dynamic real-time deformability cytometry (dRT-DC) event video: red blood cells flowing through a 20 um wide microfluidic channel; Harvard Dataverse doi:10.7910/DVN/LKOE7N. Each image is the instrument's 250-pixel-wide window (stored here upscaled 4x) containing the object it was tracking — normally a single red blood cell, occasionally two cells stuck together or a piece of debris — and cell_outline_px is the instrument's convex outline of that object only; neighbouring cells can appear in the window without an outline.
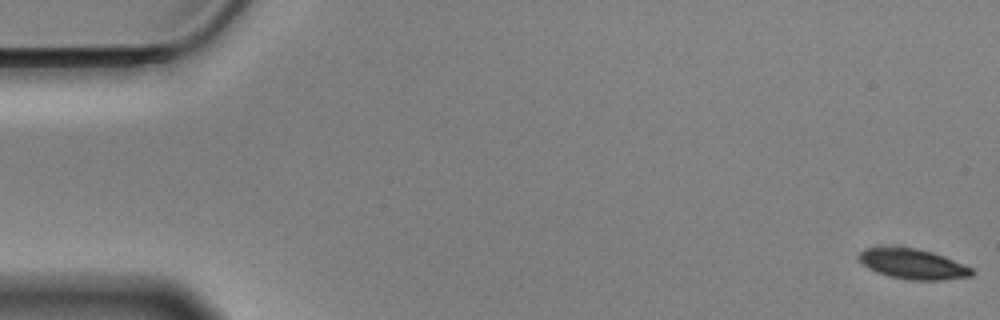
{"species": "Egyptian fruit bat (a non-hibernating species)", "species_latin": "Rousettus aegyptiacus", "temperature_condition": "cold", "stored_images_in_passage": 58, "camera_frame_rate_fps": 3000, "um_per_image_px": 0.085, "animal": {"sex": "male"}, "frame": {"image": 1, "passage_image": 1, "time_ms": 0.0, "image_size_px": [1000, 320], "cell_outline_px": [[976, 272], [972, 276], [944, 280], [908, 280], [888, 276], [876, 272], [860, 264], [856, 260], [856, 256], [864, 248], [916, 248], [932, 252], [944, 256], [972, 268]], "centroid_in_image_um": [77.57, 22.46], "position_along_channel_um": 7.4, "area_um2": 20.0}}
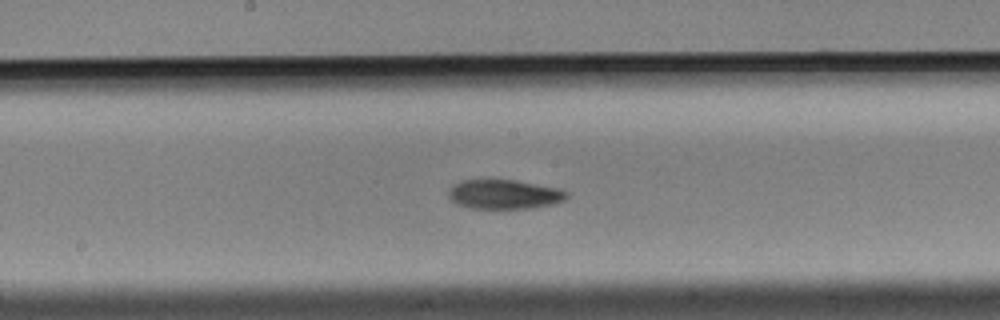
{"frame": {"image": 2, "passage_image": 30, "time_ms": 9.667, "image_size_px": [1000, 320], "cell_outline_px": [[568, 196], [564, 200], [552, 204], [528, 208], [468, 208], [456, 204], [448, 196], [448, 188], [452, 184], [460, 180], [492, 176], [516, 180], [560, 188], [568, 192]], "centroid_in_image_um": [42.78, 16.45], "position_along_channel_um": 205.4, "area_um2": 21.15}}
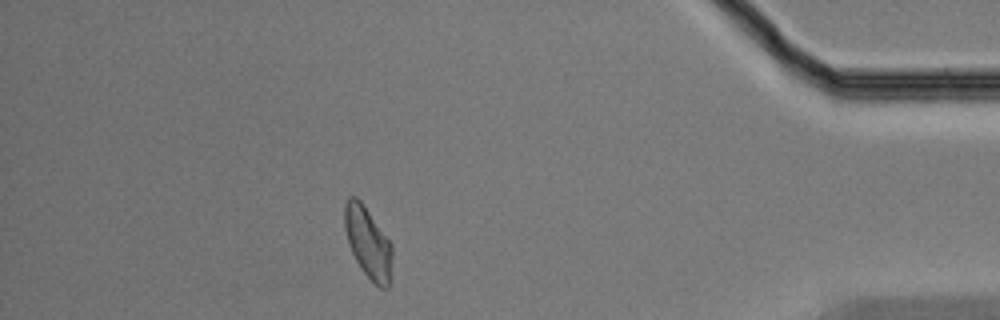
{"frame": {"image": 3, "passage_image": 51, "time_ms": 16.667, "image_size_px": [1000, 320], "cell_outline_px": [[392, 256], [388, 288], [380, 288], [360, 268], [348, 244], [344, 228], [344, 204], [348, 196], [356, 196], [360, 200], [392, 244]], "centroid_in_image_um": [31.25, 20.58], "position_along_channel_um": 403.9, "area_um2": 19.54}, "authors_computed_cell_mechanics": {"area_um2": 20.6924, "velocity_mm_per_s": 3.4864, "shape_relaxation_time_tau1_ms": 3.687, "shape_relaxation_time_tau2_ms": null, "deformation_change_tau1": 0.1129, "deformation_change_tau2": null}}